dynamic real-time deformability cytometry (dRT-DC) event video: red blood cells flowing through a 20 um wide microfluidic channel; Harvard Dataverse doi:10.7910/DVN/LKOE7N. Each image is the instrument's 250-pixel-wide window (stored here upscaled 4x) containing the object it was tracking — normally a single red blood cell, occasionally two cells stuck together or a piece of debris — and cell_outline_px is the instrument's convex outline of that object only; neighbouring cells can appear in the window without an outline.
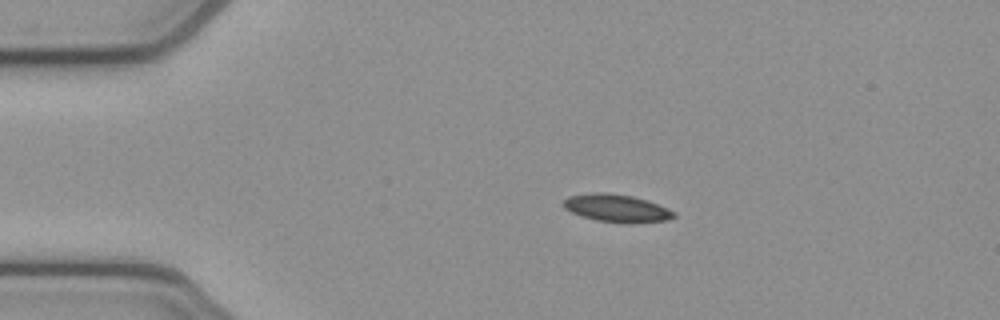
{"species": "common noctule bat (a hibernating species)", "species_latin": "Nyctalus noctula", "temperature_condition": "cold", "stored_images_in_passage": 43, "camera_frame_rate_fps": 3000, "um_per_image_px": 0.085, "animal": {"sex": "female", "body_mass_g": 21.9}, "frame": {"image": 1, "passage_image": 1, "time_ms": 0.0, "image_size_px": [1000, 320], "cell_outline_px": [[676, 216], [668, 220], [632, 224], [624, 224], [596, 220], [580, 216], [564, 208], [560, 204], [568, 196], [592, 192], [608, 192], [632, 196], [648, 200], [668, 208], [676, 212]], "centroid_in_image_um": [52.42, 17.7], "position_along_channel_um": 32.6, "area_um2": 18.32}}
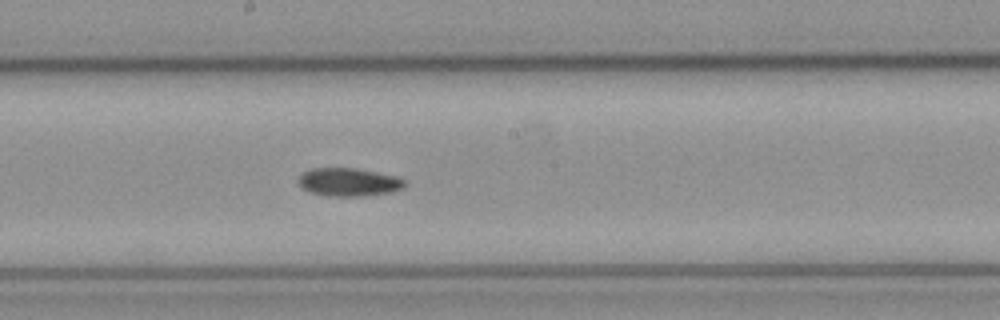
{"frame": {"image": 2, "passage_image": 19, "time_ms": 6.0, "image_size_px": [1000, 320], "cell_outline_px": [[408, 184], [404, 188], [392, 192], [364, 196], [328, 196], [308, 192], [300, 188], [296, 180], [300, 172], [312, 168], [356, 168], [396, 176], [404, 180]], "centroid_in_image_um": [29.59, 15.48], "position_along_channel_um": 218.6, "area_um2": 17.92}}
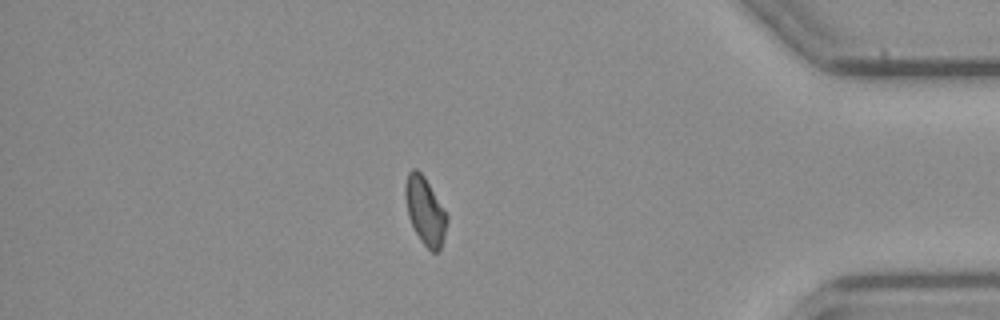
{"frame": {"image": 3, "passage_image": 36, "time_ms": 11.667, "image_size_px": [1000, 320], "cell_outline_px": [[448, 220], [444, 236], [440, 248], [436, 252], [432, 252], [420, 240], [408, 216], [404, 196], [404, 184], [408, 172], [412, 168], [416, 168], [424, 176], [448, 216]], "centroid_in_image_um": [36.11, 17.89], "position_along_channel_um": 399.1, "area_um2": 16.3}, "authors_computed_cell_mechanics": {"area_um2": 17.34, "velocity_mm_per_s": 3.8576, "shape_relaxation_time_tau1_ms": 4.081, "shape_relaxation_time_tau2_ms": 10.6984, "deformation_change_tau1": 0.0924, "deformation_change_tau2": 0.1562}}